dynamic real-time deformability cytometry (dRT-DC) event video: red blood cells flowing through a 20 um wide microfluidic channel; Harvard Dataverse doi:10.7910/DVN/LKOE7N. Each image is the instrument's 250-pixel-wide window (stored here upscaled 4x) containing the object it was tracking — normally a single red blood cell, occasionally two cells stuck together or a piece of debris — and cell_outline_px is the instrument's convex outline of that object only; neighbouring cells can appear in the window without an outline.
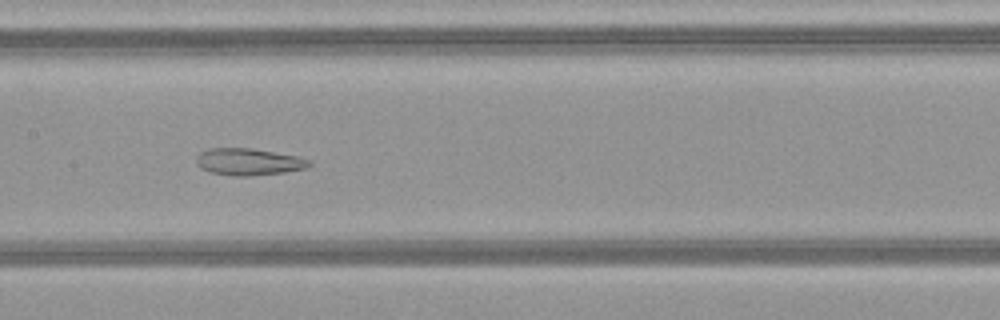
{"species": "common noctule bat (a hibernating species)", "species_latin": "Nyctalus noctula", "temperature_condition": "warm", "stored_images_in_passage": 51, "camera_frame_rate_fps": 3000, "um_per_image_px": 0.085, "animal": {"sex": "female", "body_mass_g": 21.9}, "frame": {"image": 1, "passage_image": 26, "time_ms": 8.333, "image_size_px": [1000, 320], "cell_outline_px": [[312, 164], [308, 168], [284, 172], [248, 176], [232, 176], [212, 172], [200, 168], [196, 164], [196, 156], [200, 152], [208, 148], [252, 148], [300, 156], [312, 160]], "centroid_in_image_um": [21.16, 13.74], "position_along_channel_um": 186.2, "area_um2": 17.98}}
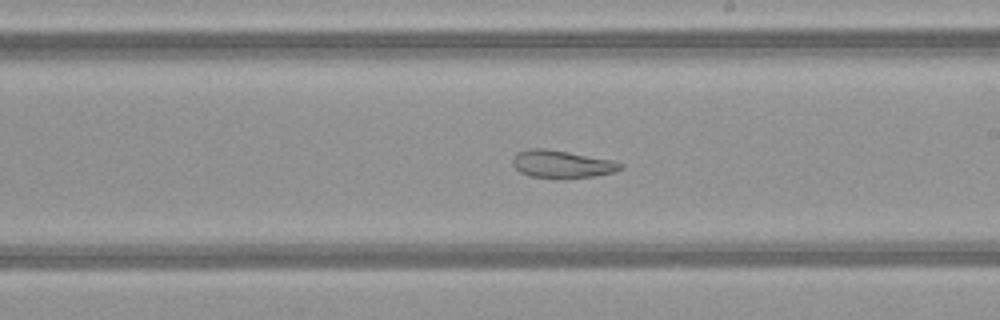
{"frame": {"image": 2, "passage_image": 30, "time_ms": 9.667, "image_size_px": [1000, 320], "cell_outline_px": [[624, 168], [616, 172], [596, 176], [532, 176], [520, 172], [512, 164], [512, 156], [516, 152], [528, 148], [544, 148], [568, 152], [612, 160], [624, 164]], "centroid_in_image_um": [47.76, 13.91], "position_along_channel_um": 241.2, "area_um2": 16.94}}
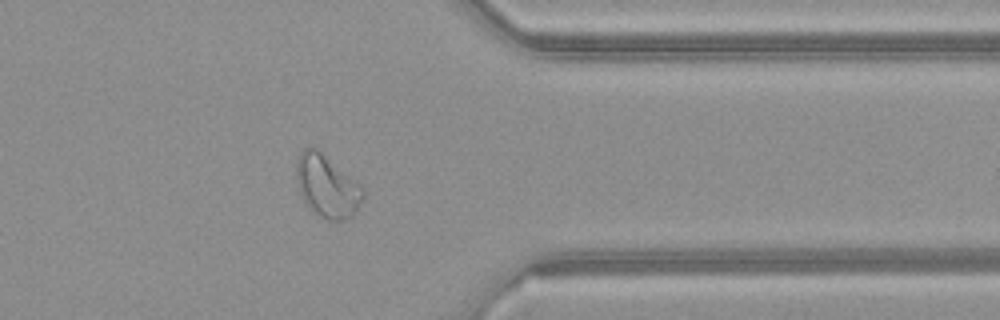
{"frame": {"image": 3, "passage_image": 41, "time_ms": 13.333, "image_size_px": [1000, 320], "cell_outline_px": [[364, 196], [360, 204], [352, 216], [344, 220], [328, 220], [316, 216], [308, 208], [300, 196], [296, 176], [296, 160], [300, 152], [304, 148], [320, 148], [360, 184], [364, 188]], "centroid_in_image_um": [27.78, 15.81], "position_along_channel_um": 383.6, "area_um2": 24.85}, "authors_computed_cell_mechanics": {"area_um2": 25.721, "velocity_mm_per_s": 4.1444, "shape_relaxation_time_tau1_ms": null, "shape_relaxation_time_tau2_ms": 3.8368, "deformation_change_tau1": null, "deformation_change_tau2": 0.1216}}